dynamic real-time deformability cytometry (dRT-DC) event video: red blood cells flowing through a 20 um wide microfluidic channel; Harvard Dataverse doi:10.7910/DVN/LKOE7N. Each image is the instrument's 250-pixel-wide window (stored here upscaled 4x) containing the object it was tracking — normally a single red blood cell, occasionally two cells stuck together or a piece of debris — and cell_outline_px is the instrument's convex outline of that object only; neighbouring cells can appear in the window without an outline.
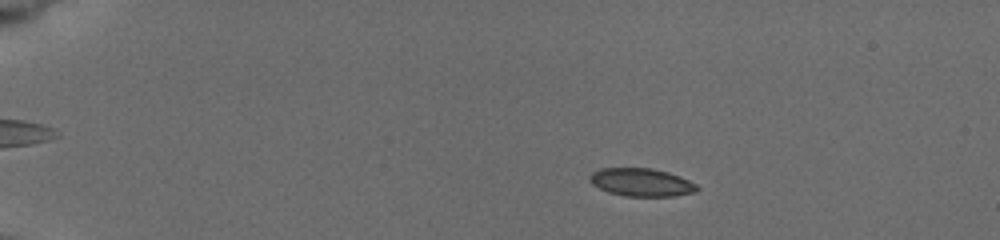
{"species": "common noctule bat (a hibernating species)", "species_latin": "Nyctalus noctula", "temperature_condition": "cold", "stored_images_in_passage": 44, "camera_frame_rate_fps": 3000, "um_per_image_px": 0.085, "animal": {"sex": "female", "body_mass_g": 19.5, "forearm_length_mm": 54.1}, "frame": {"image": 1, "passage_image": 6, "time_ms": 3.0, "image_size_px": [1000, 240], "cell_outline_px": [[700, 188], [696, 192], [676, 196], [624, 196], [608, 192], [592, 184], [588, 180], [588, 176], [592, 172], [600, 168], [652, 168], [668, 172], [680, 176], [696, 184]], "centroid_in_image_um": [54.51, 15.49], "position_along_channel_um": 30.5, "area_um2": 17.69}}
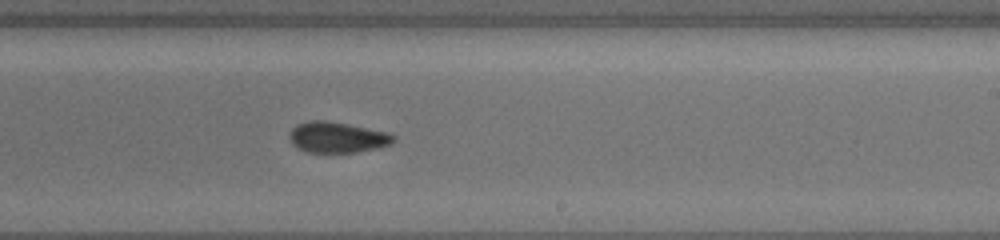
{"frame": {"image": 2, "passage_image": 21, "time_ms": 11.333, "image_size_px": [1000, 240], "cell_outline_px": [[396, 136], [388, 144], [376, 148], [356, 152], [304, 152], [292, 144], [288, 136], [292, 128], [296, 124], [308, 120], [324, 120], [388, 132]], "centroid_in_image_um": [28.59, 11.67], "position_along_channel_um": 260.4, "area_um2": 18.5}}
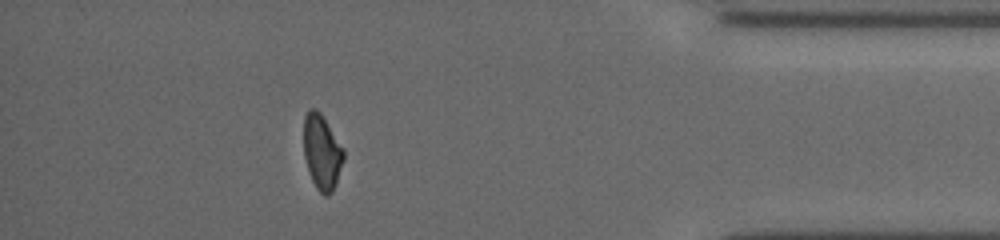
{"frame": {"image": 3, "passage_image": 38, "time_ms": 16.0, "image_size_px": [1000, 240], "cell_outline_px": [[344, 160], [336, 184], [332, 192], [328, 196], [324, 196], [316, 188], [312, 180], [304, 156], [304, 116], [308, 108], [316, 108], [320, 112], [344, 148]], "centroid_in_image_um": [27.37, 12.92], "position_along_channel_um": 407.8, "area_um2": 17.57}, "authors_computed_cell_mechanics": {"area_um2": 17.8024, "velocity_mm_per_s": 3.8568, "shape_relaxation_time_tau1_ms": 9.6216, "shape_relaxation_time_tau2_ms": 7.4388, "deformation_change_tau1": 0.1636, "deformation_change_tau2": 0.1254}}